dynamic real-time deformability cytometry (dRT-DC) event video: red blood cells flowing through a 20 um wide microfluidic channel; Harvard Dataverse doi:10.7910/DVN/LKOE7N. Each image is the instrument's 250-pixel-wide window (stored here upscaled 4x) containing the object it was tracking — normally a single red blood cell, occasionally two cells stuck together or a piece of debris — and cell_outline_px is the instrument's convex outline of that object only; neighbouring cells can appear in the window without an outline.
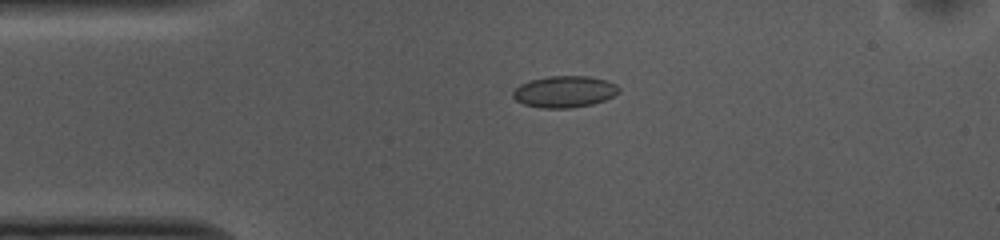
{"species": "common noctule bat (a hibernating species)", "species_latin": "Nyctalus noctula", "temperature_condition": "cold", "stored_images_in_passage": 43, "camera_frame_rate_fps": 3000, "um_per_image_px": 0.085, "animal": {"sex": "female", "body_mass_g": 10.0, "forearm_length_mm": 53.1}, "frame": {"image": 1, "passage_image": 1, "time_ms": 0.0, "image_size_px": [1000, 240], "cell_outline_px": [[620, 92], [604, 100], [592, 104], [572, 108], [540, 108], [524, 104], [516, 100], [512, 96], [512, 92], [520, 84], [532, 80], [548, 76], [588, 76], [608, 80], [616, 84], [620, 88]], "centroid_in_image_um": [47.99, 7.79], "position_along_channel_um": 37.0, "area_um2": 19.54}}
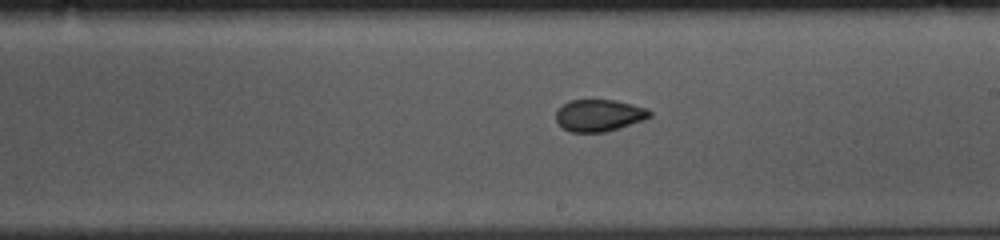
{"frame": {"image": 2, "passage_image": 19, "time_ms": 6.0, "image_size_px": [1000, 240], "cell_outline_px": [[652, 116], [644, 120], [620, 128], [604, 132], [572, 132], [564, 128], [556, 120], [556, 112], [568, 100], [616, 100], [648, 108], [652, 112]], "centroid_in_image_um": [50.97, 9.8], "position_along_channel_um": 238.0, "area_um2": 17.46}}
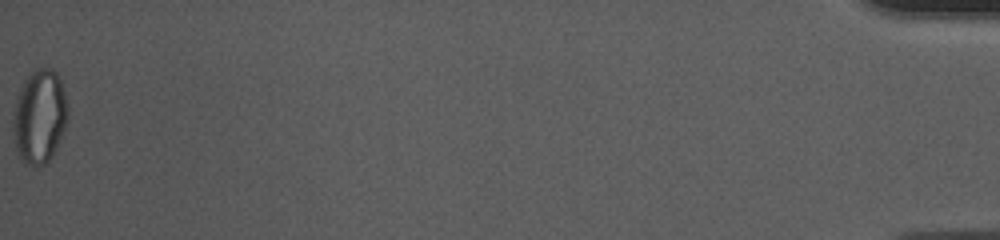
{"frame": {"image": 3, "passage_image": 43, "time_ms": 14.0, "image_size_px": [1000, 240], "cell_outline_px": [[68, 120], [56, 148], [52, 156], [44, 164], [24, 164], [20, 160], [16, 152], [12, 136], [12, 124], [16, 100], [20, 88], [24, 80], [36, 68], [52, 68], [56, 72], [60, 80], [64, 92], [68, 108]], "centroid_in_image_um": [3.34, 9.92], "position_along_channel_um": 431.9, "area_um2": 30.06}, "authors_computed_cell_mechanics": {"area_um2": 18.6694, "velocity_mm_per_s": 3.7322, "shape_relaxation_time_tau1_ms": null, "shape_relaxation_time_tau2_ms": 3.2365, "deformation_change_tau1": null, "deformation_change_tau2": 0.0529}}